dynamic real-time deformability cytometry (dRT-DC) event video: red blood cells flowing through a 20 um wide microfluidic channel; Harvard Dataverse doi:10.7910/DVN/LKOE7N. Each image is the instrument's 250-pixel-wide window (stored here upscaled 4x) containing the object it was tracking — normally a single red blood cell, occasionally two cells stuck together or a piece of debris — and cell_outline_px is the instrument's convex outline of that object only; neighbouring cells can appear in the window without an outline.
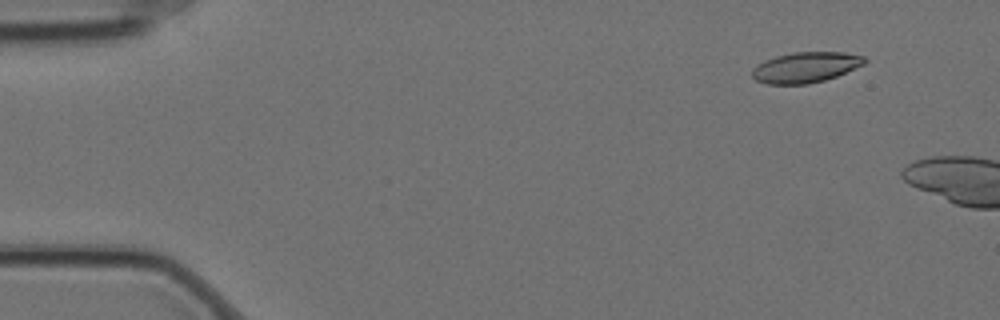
{"species": "Egyptian fruit bat (a non-hibernating species)", "species_latin": "Rousettus aegyptiacus", "temperature_condition": "cold", "stored_images_in_passage": 2, "camera_frame_rate_fps": 3000, "um_per_image_px": 0.085, "animal": {"sex": "female"}, "frame": {"image": 1, "passage_image": 1, "time_ms": 0.0, "image_size_px": [1000, 320], "cell_outline_px": [[868, 60], [864, 64], [836, 76], [824, 80], [808, 84], [768, 84], [756, 80], [752, 76], [752, 68], [756, 64], [764, 60], [776, 56], [792, 52], [844, 52], [864, 56]], "centroid_in_image_um": [68.46, 5.71], "position_along_channel_um": 16.5, "area_um2": 20.06}}